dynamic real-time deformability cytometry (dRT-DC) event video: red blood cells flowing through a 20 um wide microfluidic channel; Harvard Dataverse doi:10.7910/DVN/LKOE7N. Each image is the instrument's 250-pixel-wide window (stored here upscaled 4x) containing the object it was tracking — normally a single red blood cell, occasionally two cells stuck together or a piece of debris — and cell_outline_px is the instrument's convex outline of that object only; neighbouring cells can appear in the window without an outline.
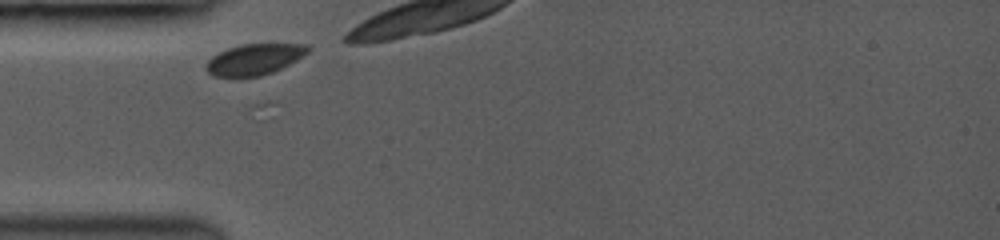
{"species": "common noctule bat (a hibernating species)", "species_latin": "Nyctalus noctula", "temperature_condition": "room temperature", "stored_images_in_passage": 5, "camera_frame_rate_fps": 3500, "um_per_image_px": 0.085, "animal": {"sex": "female", "body_mass_g": 19.0, "forearm_length_mm": 53.3}, "frame": {"image": 1, "passage_image": 1, "time_ms": 0.0, "image_size_px": [1000, 240], "cell_outline_px": [[312, 48], [308, 52], [296, 60], [272, 72], [260, 76], [212, 76], [204, 68], [208, 60], [212, 56], [228, 48], [244, 44], [308, 44]], "centroid_in_image_um": [21.62, 5.03], "position_along_channel_um": 63.4, "area_um2": 18.15}}